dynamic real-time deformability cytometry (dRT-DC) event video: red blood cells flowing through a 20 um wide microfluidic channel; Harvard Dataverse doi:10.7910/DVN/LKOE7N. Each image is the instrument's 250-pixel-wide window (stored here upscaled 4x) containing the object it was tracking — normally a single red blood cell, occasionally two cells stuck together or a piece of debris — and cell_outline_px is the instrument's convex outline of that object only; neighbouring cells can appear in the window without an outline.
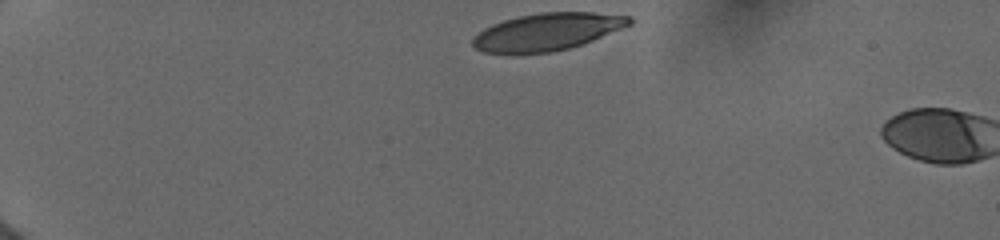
{"species": "human", "species_latin": "Homo sapiens", "temperature_condition": "cold", "stored_images_in_passage": 3, "camera_frame_rate_fps": 3000, "um_per_image_px": 0.085, "donor": {"sex": "female"}, "frame": {"image": 1, "passage_image": 1, "time_ms": 0.0, "image_size_px": [1000, 240], "cell_outline_px": [[632, 24], [592, 40], [568, 48], [552, 52], [484, 52], [476, 48], [472, 44], [472, 40], [484, 28], [492, 24], [516, 16], [540, 12], [592, 12], [632, 16]], "centroid_in_image_um": [46.54, 2.67], "position_along_channel_um": 38.5, "area_um2": 33.52}}